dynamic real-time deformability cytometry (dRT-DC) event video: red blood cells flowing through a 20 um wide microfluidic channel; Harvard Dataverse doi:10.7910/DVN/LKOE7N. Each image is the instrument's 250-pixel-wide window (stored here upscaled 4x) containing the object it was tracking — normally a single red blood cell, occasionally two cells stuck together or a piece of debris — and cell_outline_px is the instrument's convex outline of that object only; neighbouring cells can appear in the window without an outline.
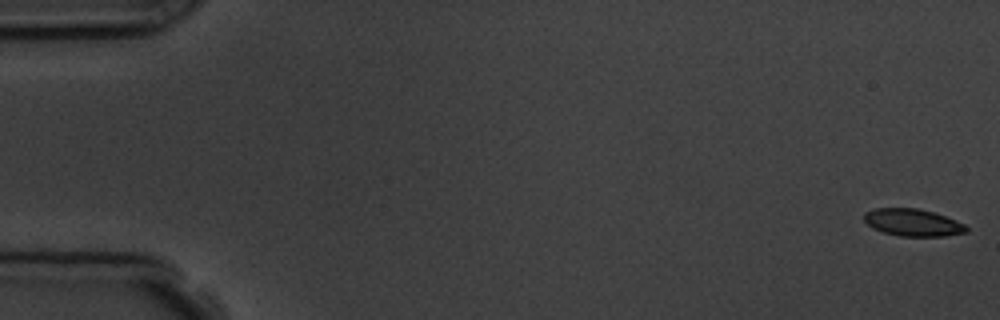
{"species": "common noctule bat (a hibernating species)", "species_latin": "Nyctalus noctula", "temperature_condition": "room temperature", "stored_images_in_passage": 5, "camera_frame_rate_fps": 3000, "um_per_image_px": 0.085, "animal": {"sex": "male", "body_mass_g": 19.5, "forearm_length_mm": 54.6}, "frame": {"image": 1, "passage_image": 1, "time_ms": 0.0, "image_size_px": [1000, 320], "cell_outline_px": [[968, 232], [944, 236], [900, 236], [884, 232], [872, 228], [864, 220], [864, 212], [876, 208], [920, 208], [956, 220], [964, 224], [968, 228]], "centroid_in_image_um": [77.58, 18.91], "position_along_channel_um": 7.4, "area_um2": 16.18}}
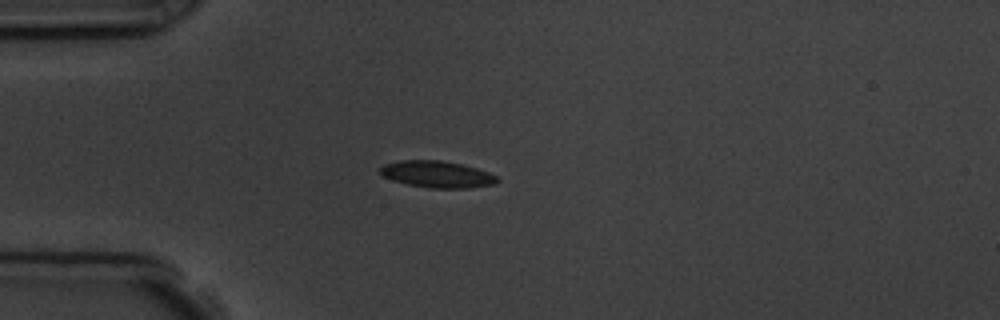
{"frame": {"image": 2, "passage_image": 5, "time_ms": 4.667, "image_size_px": [1000, 320], "cell_outline_px": [[500, 180], [496, 184], [468, 188], [428, 188], [408, 184], [384, 176], [380, 172], [380, 168], [384, 164], [400, 160], [440, 160], [460, 164], [476, 168], [488, 172], [496, 176]], "centroid_in_image_um": [37.18, 14.81], "position_along_channel_um": 47.8, "area_um2": 18.03}}